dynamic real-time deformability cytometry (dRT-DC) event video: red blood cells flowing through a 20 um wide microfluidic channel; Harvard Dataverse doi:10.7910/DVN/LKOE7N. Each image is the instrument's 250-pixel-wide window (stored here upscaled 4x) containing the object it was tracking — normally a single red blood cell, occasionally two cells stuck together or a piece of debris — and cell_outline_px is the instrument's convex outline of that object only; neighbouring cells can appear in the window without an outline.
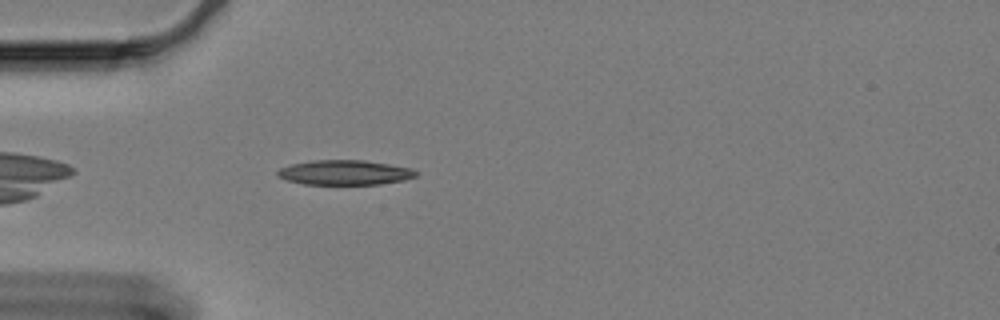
{"species": "Egyptian fruit bat (a non-hibernating species)", "species_latin": "Rousettus aegyptiacus", "temperature_condition": "cold", "stored_images_in_passage": 47, "camera_frame_rate_fps": 3000, "um_per_image_px": 0.085, "animal": {"sex": "female"}, "frame": {"image": 1, "passage_image": 4, "time_ms": 1.0, "image_size_px": [1000, 320], "cell_outline_px": [[416, 176], [404, 180], [380, 184], [304, 184], [288, 180], [276, 176], [276, 172], [280, 168], [292, 164], [312, 160], [364, 160], [412, 168], [416, 172]], "centroid_in_image_um": [29.28, 14.66], "position_along_channel_um": 55.7, "area_um2": 19.88}}
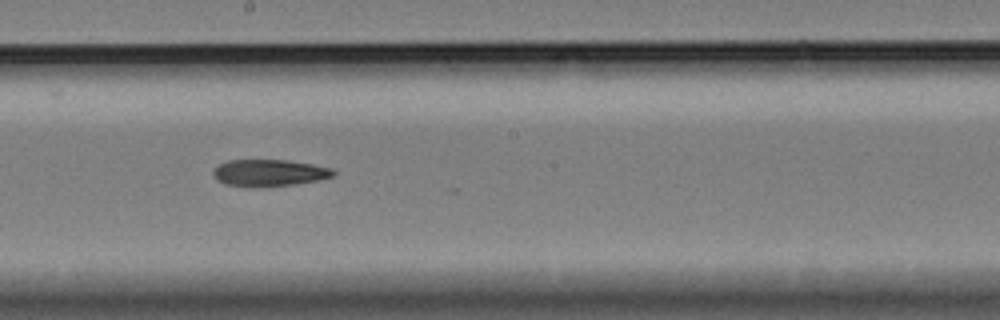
{"frame": {"image": 2, "passage_image": 20, "time_ms": 6.333, "image_size_px": [1000, 320], "cell_outline_px": [[336, 176], [316, 180], [288, 184], [248, 188], [224, 184], [216, 180], [212, 172], [220, 164], [228, 160], [288, 160], [312, 164], [332, 168], [336, 172]], "centroid_in_image_um": [22.86, 14.69], "position_along_channel_um": 225.3, "area_um2": 18.73}}
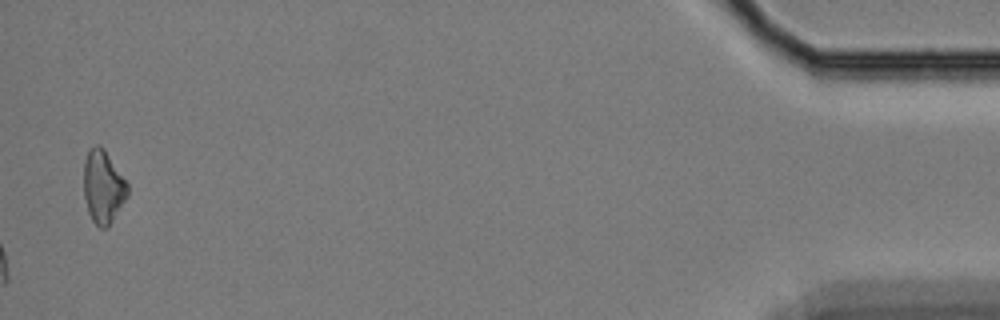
{"frame": {"image": 3, "passage_image": 46, "time_ms": 15.0, "image_size_px": [1000, 320], "cell_outline_px": [[128, 196], [108, 228], [100, 228], [92, 220], [88, 212], [84, 196], [84, 160], [88, 148], [96, 144], [104, 148], [128, 184]], "centroid_in_image_um": [8.76, 15.88], "position_along_channel_um": 426.4, "area_um2": 18.79}, "authors_computed_cell_mechanics": {"area_um2": 19.0162, "velocity_mm_per_s": 3.281, "shape_relaxation_time_tau1_ms": 6.0042, "shape_relaxation_time_tau2_ms": null, "deformation_change_tau1": 0.1281, "deformation_change_tau2": null}}